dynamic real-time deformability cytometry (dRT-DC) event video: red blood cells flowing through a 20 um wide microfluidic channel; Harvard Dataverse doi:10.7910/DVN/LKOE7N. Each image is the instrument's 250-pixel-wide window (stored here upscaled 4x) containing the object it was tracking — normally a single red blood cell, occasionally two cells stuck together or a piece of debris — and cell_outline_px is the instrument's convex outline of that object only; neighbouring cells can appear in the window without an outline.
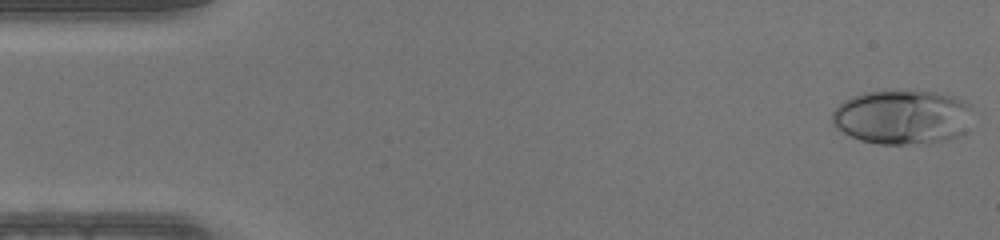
{"species": "human", "species_latin": "Homo sapiens", "temperature_condition": "warm", "stored_images_in_passage": 46, "camera_frame_rate_fps": 3000, "um_per_image_px": 0.085, "donor": {"sex": "male"}, "frame": {"image": 1, "passage_image": 1, "time_ms": 0.0, "image_size_px": [1000, 240], "cell_outline_px": [[972, 108], [964, 132], [960, 136], [952, 140], [928, 144], [880, 144], [860, 140], [848, 136], [836, 128], [832, 124], [832, 112], [844, 100], [852, 96], [864, 92], [884, 88], [912, 88], [936, 92], [952, 96], [964, 100], [972, 104]], "centroid_in_image_um": [76.7, 9.91], "position_along_channel_um": 8.3, "area_um2": 46.24}}
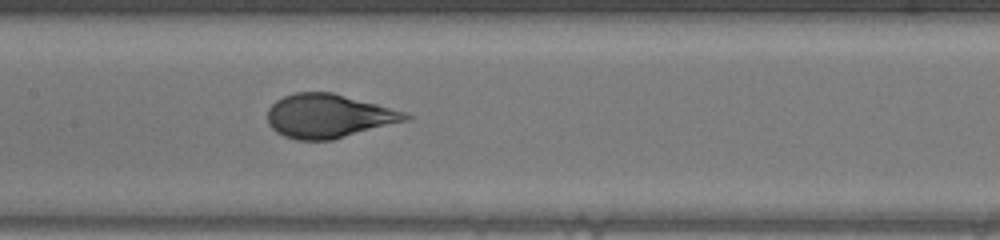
{"frame": {"image": 2, "passage_image": 22, "time_ms": 7.0, "image_size_px": [1000, 240], "cell_outline_px": [[412, 120], [332, 140], [296, 140], [284, 136], [276, 132], [268, 124], [268, 108], [276, 100], [284, 96], [296, 92], [332, 92], [376, 104], [404, 112], [412, 116]], "centroid_in_image_um": [27.94, 9.87], "position_along_channel_um": 179.5, "area_um2": 35.32}}
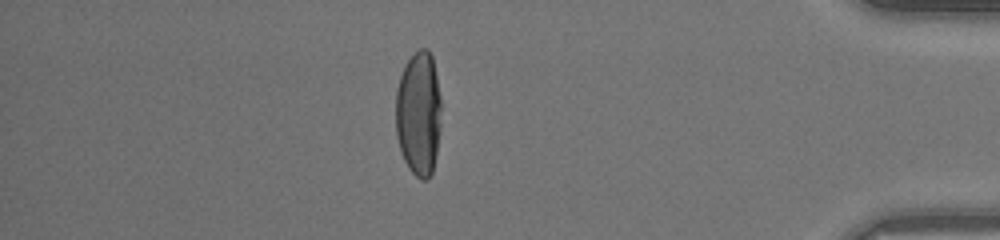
{"frame": {"image": 3, "passage_image": 40, "time_ms": 13.0, "image_size_px": [1000, 240], "cell_outline_px": [[440, 128], [436, 152], [432, 172], [424, 180], [420, 180], [408, 168], [400, 152], [396, 136], [396, 88], [400, 76], [408, 60], [420, 48], [428, 48], [432, 56], [440, 96]], "centroid_in_image_um": [35.57, 9.66], "position_along_channel_um": 399.6, "area_um2": 32.95}}